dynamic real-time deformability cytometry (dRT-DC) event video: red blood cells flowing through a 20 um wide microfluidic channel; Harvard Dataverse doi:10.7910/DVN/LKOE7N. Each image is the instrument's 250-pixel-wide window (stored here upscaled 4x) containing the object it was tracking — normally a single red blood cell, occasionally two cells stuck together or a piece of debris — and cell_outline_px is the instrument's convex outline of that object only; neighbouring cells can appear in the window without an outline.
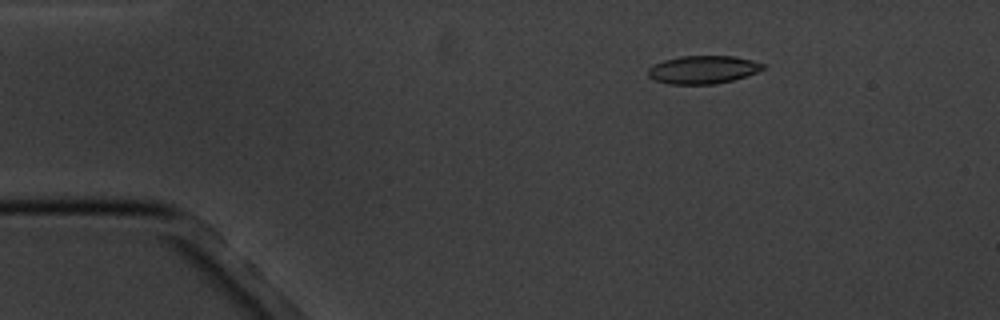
{"species": "common noctule bat (a hibernating species)", "species_latin": "Nyctalus noctula", "temperature_condition": "cold", "stored_images_in_passage": 5, "camera_frame_rate_fps": 3000, "um_per_image_px": 0.085, "animal": {"sex": "male", "body_mass_g": 20.1, "forearm_length_mm": 53.5}, "frame": {"image": 1, "passage_image": 3, "time_ms": 2.333, "image_size_px": [1000, 320], "cell_outline_px": [[764, 68], [756, 72], [732, 80], [716, 84], [668, 84], [656, 80], [648, 76], [648, 68], [652, 64], [664, 60], [680, 56], [732, 56], [752, 60], [764, 64]], "centroid_in_image_um": [59.71, 5.92], "position_along_channel_um": 25.3, "area_um2": 18.67}}